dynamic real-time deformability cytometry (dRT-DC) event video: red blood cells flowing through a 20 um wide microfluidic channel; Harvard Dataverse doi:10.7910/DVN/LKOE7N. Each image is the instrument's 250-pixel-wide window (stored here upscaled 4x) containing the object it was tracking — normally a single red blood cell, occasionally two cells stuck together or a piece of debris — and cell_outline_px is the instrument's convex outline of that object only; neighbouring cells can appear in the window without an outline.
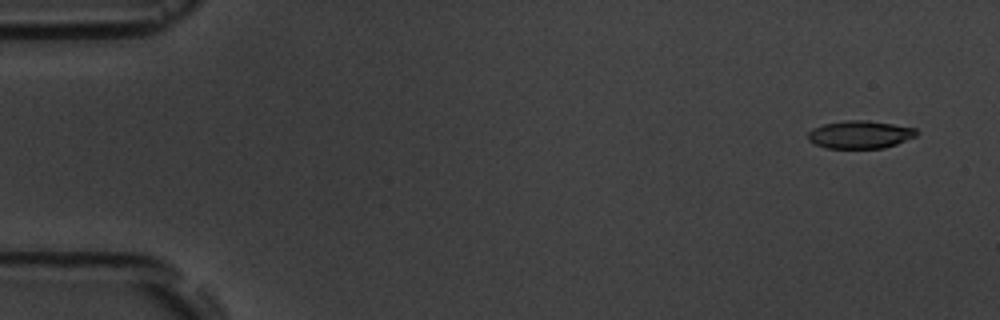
{"species": "common noctule bat (a hibernating species)", "species_latin": "Nyctalus noctula", "temperature_condition": "room temperature", "stored_images_in_passage": 8, "camera_frame_rate_fps": 3000, "um_per_image_px": 0.085, "animal": {"sex": "male", "body_mass_g": 19.5, "forearm_length_mm": 54.6}, "frame": {"image": 1, "passage_image": 1, "time_ms": 0.0, "image_size_px": [1000, 320], "cell_outline_px": [[920, 132], [916, 136], [896, 144], [884, 148], [828, 148], [816, 144], [808, 140], [808, 132], [812, 128], [824, 124], [848, 120], [868, 120], [916, 128]], "centroid_in_image_um": [73.12, 11.43], "position_along_channel_um": 11.9, "area_um2": 17.57}}
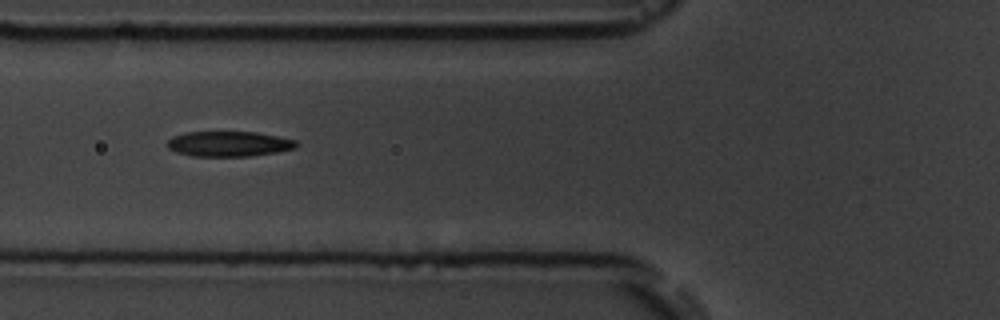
{"frame": {"image": 2, "passage_image": 6, "time_ms": 6.0, "image_size_px": [1000, 320], "cell_outline_px": [[300, 144], [296, 148], [276, 152], [252, 156], [192, 156], [176, 152], [168, 148], [168, 140], [172, 136], [184, 132], [256, 132], [296, 140]], "centroid_in_image_um": [19.46, 12.23], "position_along_channel_um": 106.3, "area_um2": 19.02}}
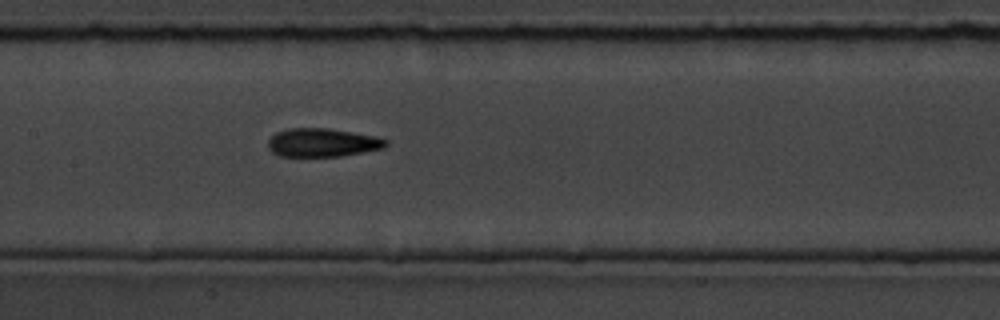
{"frame": {"image": 3, "passage_image": 8, "time_ms": 8.0, "image_size_px": [1000, 320], "cell_outline_px": [[388, 144], [384, 148], [340, 156], [280, 156], [272, 152], [268, 148], [268, 140], [276, 132], [288, 128], [328, 128], [376, 136], [388, 140]], "centroid_in_image_um": [27.4, 12.11], "position_along_channel_um": 180.0, "area_um2": 19.54}}